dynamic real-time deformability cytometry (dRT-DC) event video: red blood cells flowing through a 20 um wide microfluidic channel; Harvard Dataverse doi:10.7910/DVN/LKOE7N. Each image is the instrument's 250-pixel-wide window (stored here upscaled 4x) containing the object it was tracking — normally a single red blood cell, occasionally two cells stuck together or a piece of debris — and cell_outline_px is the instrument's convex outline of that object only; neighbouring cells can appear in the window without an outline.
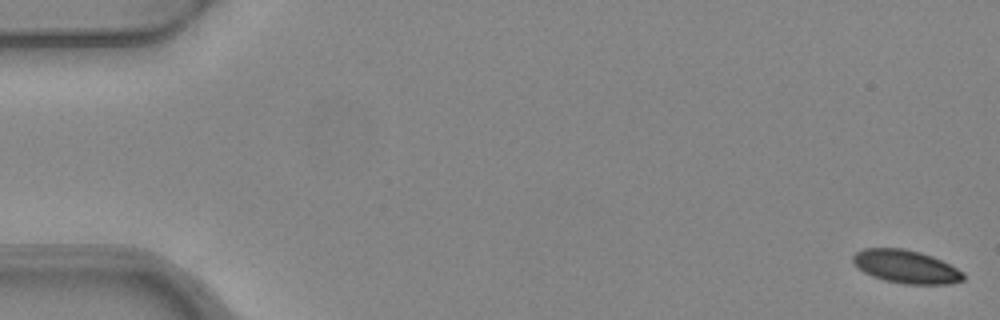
{"species": "common noctule bat (a hibernating species)", "species_latin": "Nyctalus noctula", "temperature_condition": "warm", "stored_images_in_passage": 6, "camera_frame_rate_fps": 3000, "um_per_image_px": 0.085, "animal": {"sex": "female", "body_mass_g": 24.6, "forearm_length_mm": 56.2}, "frame": {"image": 1, "passage_image": 1, "time_ms": 0.0, "image_size_px": [1000, 320], "cell_outline_px": [[964, 280], [952, 284], [904, 284], [884, 280], [872, 276], [864, 272], [852, 260], [852, 256], [856, 252], [864, 248], [904, 248], [920, 252], [932, 256], [964, 272]], "centroid_in_image_um": [77.02, 22.67], "position_along_channel_um": 8.0, "area_um2": 21.27}}
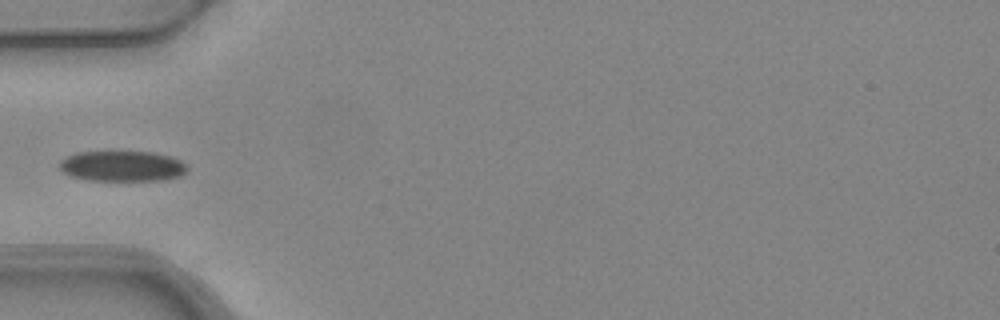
{"frame": {"image": 2, "passage_image": 5, "time_ms": 1.333, "image_size_px": [1000, 320], "cell_outline_px": [[188, 168], [180, 176], [164, 180], [88, 180], [68, 176], [60, 168], [60, 160], [64, 156], [76, 152], [112, 148], [152, 152], [172, 156], [180, 160]], "centroid_in_image_um": [10.32, 14.05], "position_along_channel_um": 74.7, "area_um2": 23.87}}
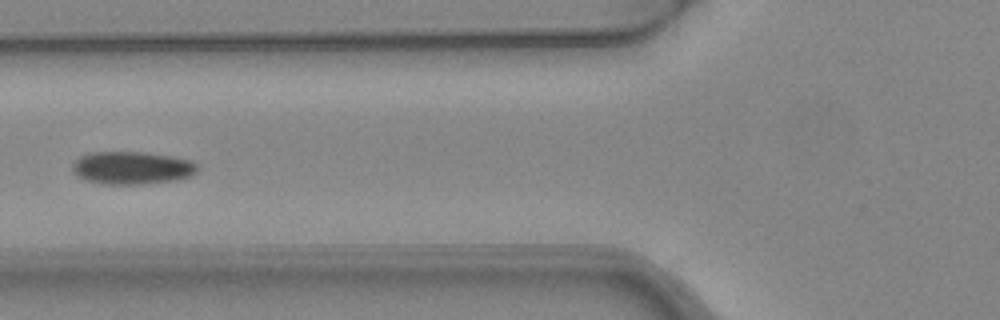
{"frame": {"image": 3, "passage_image": 6, "time_ms": 1.667, "image_size_px": [1000, 320], "cell_outline_px": [[196, 172], [188, 176], [176, 180], [140, 184], [104, 184], [88, 180], [76, 176], [72, 172], [72, 164], [80, 156], [88, 152], [144, 152], [172, 156], [192, 160], [196, 164]], "centroid_in_image_um": [11.18, 14.26], "position_along_channel_um": 114.6, "area_um2": 23.87}}